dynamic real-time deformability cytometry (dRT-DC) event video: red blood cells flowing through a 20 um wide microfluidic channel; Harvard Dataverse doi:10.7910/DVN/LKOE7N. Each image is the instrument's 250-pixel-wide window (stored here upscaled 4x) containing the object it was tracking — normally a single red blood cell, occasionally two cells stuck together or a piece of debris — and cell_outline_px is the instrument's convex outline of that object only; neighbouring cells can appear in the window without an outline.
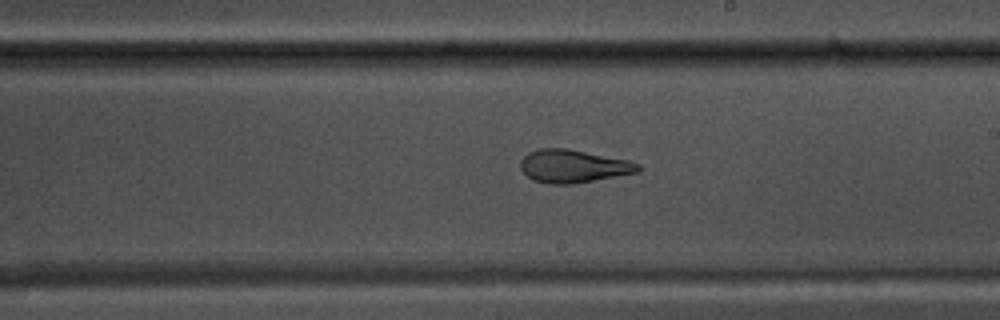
{"species": "common noctule bat (a hibernating species)", "species_latin": "Nyctalus noctula", "temperature_condition": "warm", "stored_images_in_passage": 54, "camera_frame_rate_fps": 3000, "um_per_image_px": 0.085, "animal": {"sex": "male", "body_mass_g": 17.5, "forearm_length_mm": 52.3}, "frame": {"image": 1, "passage_image": 31, "time_ms": 10.0, "image_size_px": [1000, 320], "cell_outline_px": [[640, 168], [636, 172], [572, 184], [552, 184], [532, 180], [520, 168], [520, 160], [528, 152], [540, 148], [564, 148], [628, 160], [640, 164]], "centroid_in_image_um": [48.67, 14.12], "position_along_channel_um": 240.3, "area_um2": 22.25}}
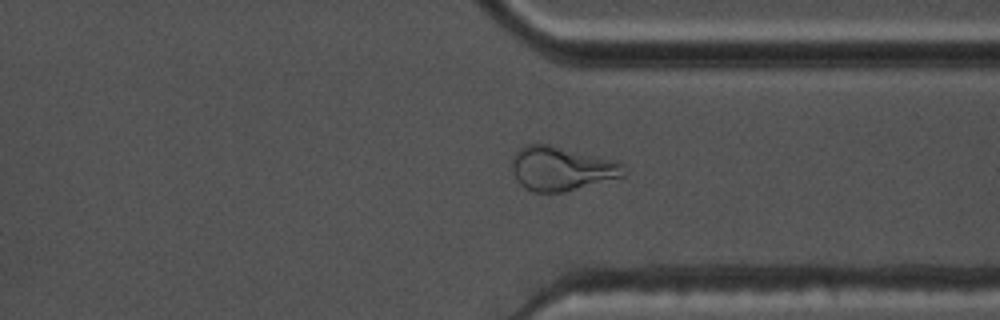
{"frame": {"image": 2, "passage_image": 41, "time_ms": 13.333, "image_size_px": [1000, 320], "cell_outline_px": [[624, 176], [564, 192], [532, 192], [524, 188], [516, 180], [512, 172], [512, 156], [524, 144], [548, 144], [620, 160], [624, 164]], "centroid_in_image_um": [47.73, 14.32], "position_along_channel_um": 363.7, "area_um2": 29.13}}
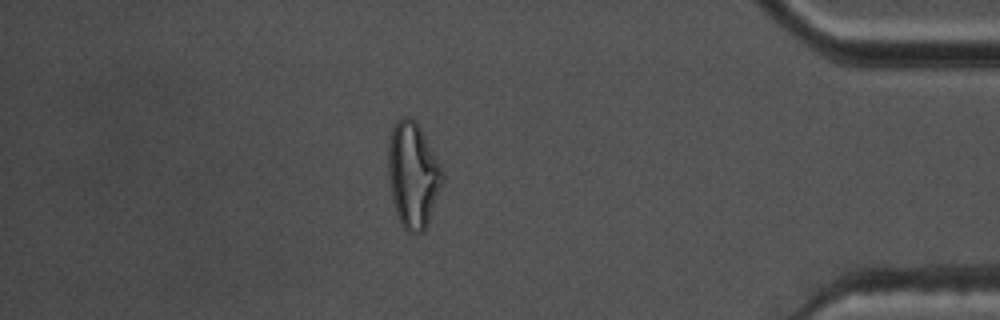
{"frame": {"image": 3, "passage_image": 47, "time_ms": 15.333, "image_size_px": [1000, 320], "cell_outline_px": [[444, 180], [428, 224], [424, 232], [408, 232], [400, 224], [392, 200], [388, 176], [388, 148], [392, 128], [396, 120], [400, 116], [408, 116], [416, 120], [440, 164], [444, 176]], "centroid_in_image_um": [35.1, 14.87], "position_along_channel_um": 400.1, "area_um2": 33.58}, "authors_computed_cell_mechanics": {"area_um2": 24.4205, "velocity_mm_per_s": 3.6985, "shape_relaxation_time_tau1_ms": null, "shape_relaxation_time_tau2_ms": 1.831, "deformation_change_tau1": null, "deformation_change_tau2": 0.0911}}